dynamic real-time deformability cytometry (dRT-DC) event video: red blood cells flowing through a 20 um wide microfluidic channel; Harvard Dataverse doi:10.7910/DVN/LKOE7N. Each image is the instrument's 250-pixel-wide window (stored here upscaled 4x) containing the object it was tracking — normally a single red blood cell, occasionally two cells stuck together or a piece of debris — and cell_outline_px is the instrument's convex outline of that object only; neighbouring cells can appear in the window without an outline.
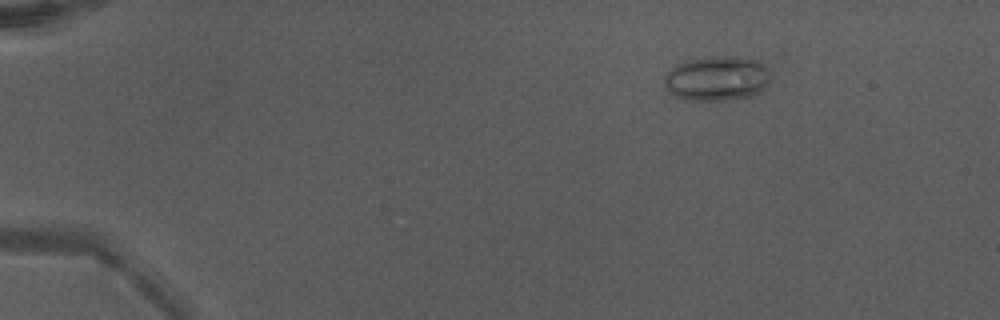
{"species": "Egyptian fruit bat (a non-hibernating species)", "species_latin": "Rousettus aegyptiacus", "temperature_condition": "warm", "stored_images_in_passage": 50, "camera_frame_rate_fps": 3000, "um_per_image_px": 0.085, "animal": {"sex": "male"}, "frame": {"image": 1, "passage_image": 9, "time_ms": 2.667, "image_size_px": [1000, 320], "cell_outline_px": [[772, 76], [768, 84], [764, 88], [752, 96], [724, 100], [688, 100], [676, 96], [668, 92], [664, 84], [664, 76], [676, 64], [688, 60], [704, 56], [732, 56], [756, 60], [764, 64], [772, 72]], "centroid_in_image_um": [60.96, 6.65], "position_along_channel_um": 24.0, "area_um2": 28.03}}
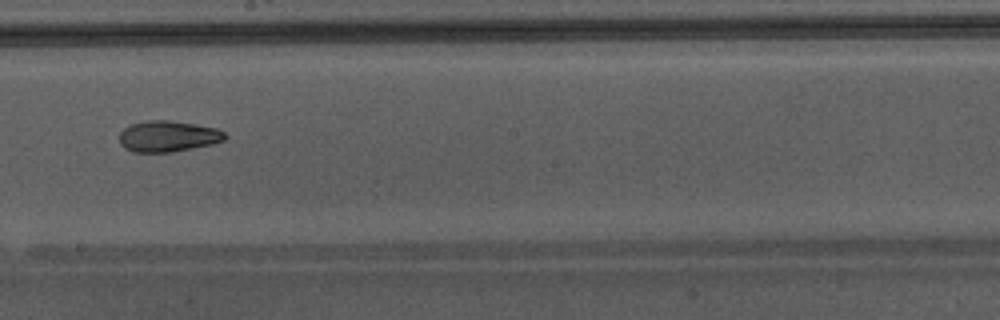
{"frame": {"image": 2, "passage_image": 31, "time_ms": 10.0, "image_size_px": [1000, 320], "cell_outline_px": [[228, 136], [224, 140], [212, 144], [172, 152], [132, 152], [124, 148], [120, 144], [120, 132], [124, 128], [132, 124], [148, 120], [168, 120], [216, 128], [224, 132]], "centroid_in_image_um": [14.26, 11.59], "position_along_channel_um": 233.9, "area_um2": 19.02}}
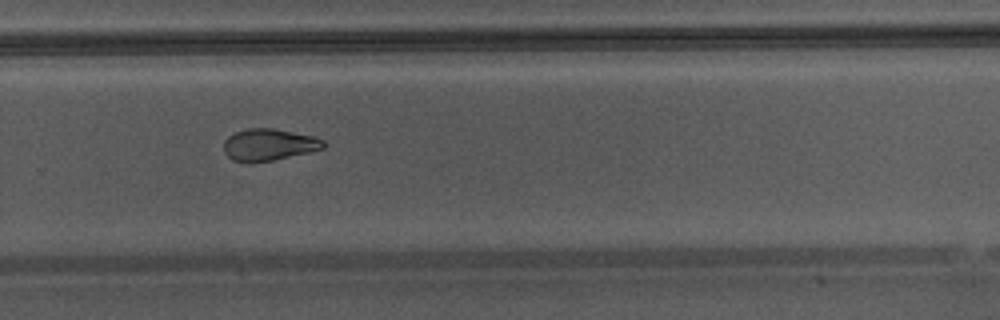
{"frame": {"image": 3, "passage_image": 36, "time_ms": 11.667, "image_size_px": [1000, 320], "cell_outline_px": [[324, 148], [308, 152], [272, 160], [232, 160], [224, 152], [224, 140], [228, 136], [236, 132], [248, 128], [272, 128], [312, 136], [324, 140]], "centroid_in_image_um": [22.84, 12.27], "position_along_channel_um": 307.0, "area_um2": 17.86}, "authors_computed_cell_mechanics": {"area_um2": 21.4727, "velocity_mm_per_s": 4.3947, "shape_relaxation_time_tau1_ms": null, "shape_relaxation_time_tau2_ms": 2.7786, "deformation_change_tau1": null, "deformation_change_tau2": 0.0893}}